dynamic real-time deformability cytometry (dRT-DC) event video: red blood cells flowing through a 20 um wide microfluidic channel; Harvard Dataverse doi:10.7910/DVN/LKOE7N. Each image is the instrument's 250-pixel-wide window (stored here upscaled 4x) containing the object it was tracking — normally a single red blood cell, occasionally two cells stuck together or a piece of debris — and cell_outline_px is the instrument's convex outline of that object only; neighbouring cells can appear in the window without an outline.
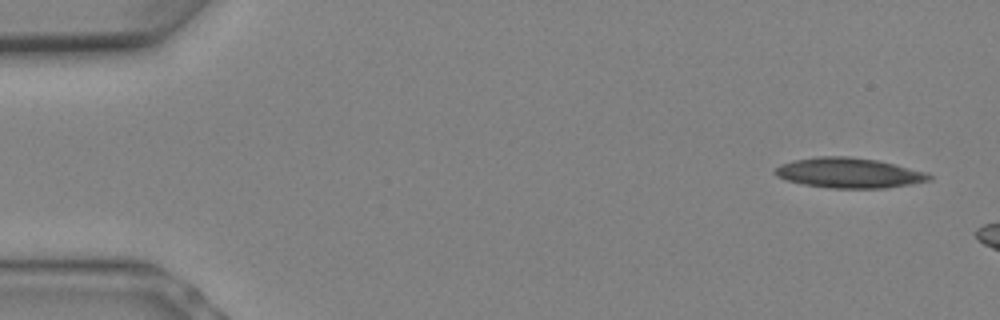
{"species": "Egyptian fruit bat (a non-hibernating species)", "species_latin": "Rousettus aegyptiacus", "temperature_condition": "warm", "stored_images_in_passage": 4, "camera_frame_rate_fps": 3000, "um_per_image_px": 0.085, "animal": {"sex": "female"}, "frame": {"image": 1, "passage_image": 1, "time_ms": 0.0, "image_size_px": [1000, 320], "cell_outline_px": [[932, 180], [912, 184], [884, 188], [828, 188], [804, 184], [784, 180], [776, 176], [772, 172], [780, 164], [792, 160], [820, 156], [848, 156], [876, 160], [896, 164], [928, 172], [932, 176]], "centroid_in_image_um": [72.16, 14.69], "position_along_channel_um": 12.8, "area_um2": 27.34}}